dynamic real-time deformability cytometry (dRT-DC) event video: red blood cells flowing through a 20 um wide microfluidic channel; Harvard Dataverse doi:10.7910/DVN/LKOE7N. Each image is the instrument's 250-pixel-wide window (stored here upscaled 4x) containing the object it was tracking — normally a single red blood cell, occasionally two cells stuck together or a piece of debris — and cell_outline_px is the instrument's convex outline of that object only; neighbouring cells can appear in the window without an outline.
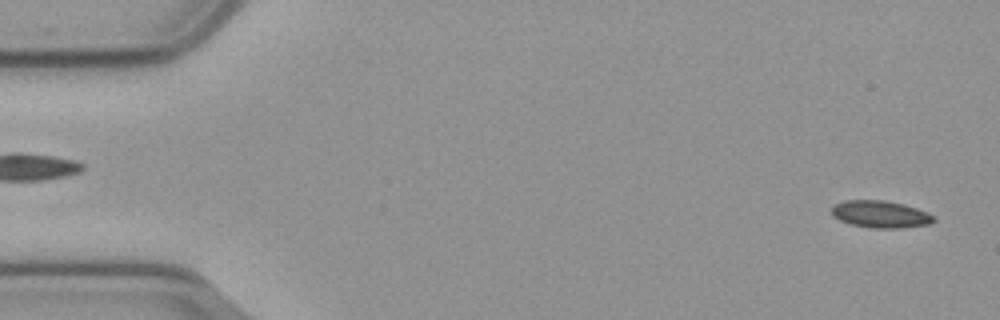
{"species": "common noctule bat (a hibernating species)", "species_latin": "Nyctalus noctula", "temperature_condition": "cold", "stored_images_in_passage": 56, "camera_frame_rate_fps": 3000, "um_per_image_px": 0.085, "animal": {"sex": "male", "body_mass_g": 23.1, "forearm_length_mm": 52.7}, "frame": {"image": 1, "passage_image": 2, "time_ms": 0.333, "image_size_px": [1000, 320], "cell_outline_px": [[936, 220], [928, 224], [904, 228], [872, 228], [852, 224], [840, 220], [832, 216], [832, 208], [836, 204], [844, 200], [884, 200], [904, 204], [928, 212], [936, 216]], "centroid_in_image_um": [74.88, 18.21], "position_along_channel_um": 10.1, "area_um2": 16.18}}
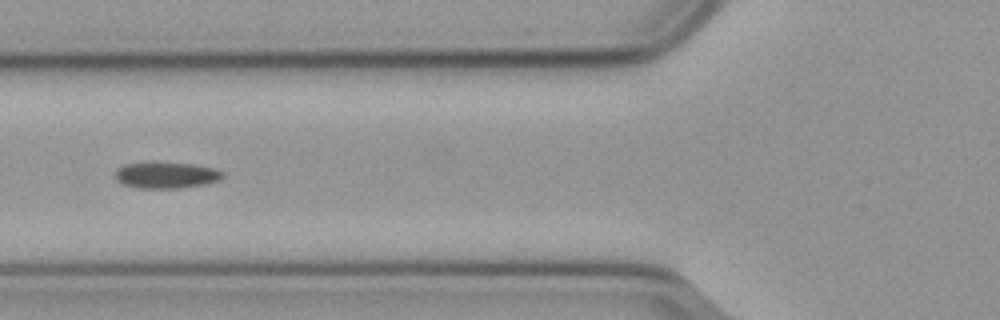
{"frame": {"image": 2, "passage_image": 21, "time_ms": 6.667, "image_size_px": [1000, 320], "cell_outline_px": [[224, 176], [220, 180], [204, 184], [180, 188], [136, 188], [120, 184], [116, 180], [116, 172], [124, 164], [192, 164], [212, 168], [224, 172]], "centroid_in_image_um": [14.14, 14.93], "position_along_channel_um": 111.7, "area_um2": 15.95}}
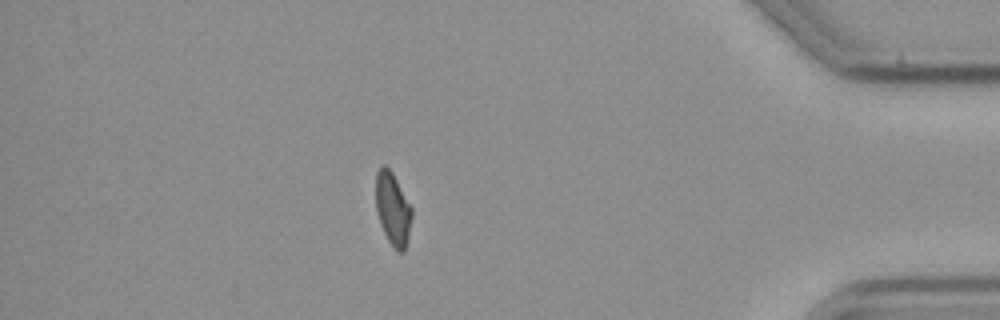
{"frame": {"image": 3, "passage_image": 49, "time_ms": 16.0, "image_size_px": [1000, 320], "cell_outline_px": [[412, 216], [408, 236], [404, 252], [396, 252], [392, 248], [380, 224], [376, 212], [376, 172], [380, 164], [384, 164], [392, 172], [412, 208]], "centroid_in_image_um": [33.37, 17.76], "position_along_channel_um": 401.8, "area_um2": 15.37}}